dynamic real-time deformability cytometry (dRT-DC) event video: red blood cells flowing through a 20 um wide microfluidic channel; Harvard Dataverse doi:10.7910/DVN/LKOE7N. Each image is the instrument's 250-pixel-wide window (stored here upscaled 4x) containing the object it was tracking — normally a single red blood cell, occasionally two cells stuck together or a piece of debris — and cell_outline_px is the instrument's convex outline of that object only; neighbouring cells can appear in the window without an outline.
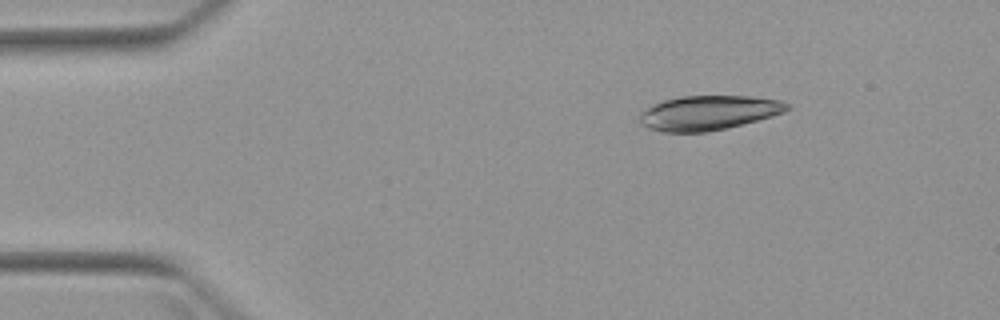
{"species": "Egyptian fruit bat (a non-hibernating species)", "species_latin": "Rousettus aegyptiacus", "temperature_condition": "warm", "stored_images_in_passage": 6, "camera_frame_rate_fps": 3000, "um_per_image_px": 0.085, "animal": {"sex": "female"}, "frame": {"image": 1, "passage_image": 6, "time_ms": 6.0, "image_size_px": [1000, 320], "cell_outline_px": [[792, 108], [784, 112], [772, 116], [728, 128], [708, 132], [664, 132], [648, 128], [640, 124], [640, 112], [644, 108], [652, 104], [664, 100], [680, 96], [752, 96], [784, 100], [792, 104]], "centroid_in_image_um": [60.26, 9.58], "position_along_channel_um": 24.7, "area_um2": 30.11}}